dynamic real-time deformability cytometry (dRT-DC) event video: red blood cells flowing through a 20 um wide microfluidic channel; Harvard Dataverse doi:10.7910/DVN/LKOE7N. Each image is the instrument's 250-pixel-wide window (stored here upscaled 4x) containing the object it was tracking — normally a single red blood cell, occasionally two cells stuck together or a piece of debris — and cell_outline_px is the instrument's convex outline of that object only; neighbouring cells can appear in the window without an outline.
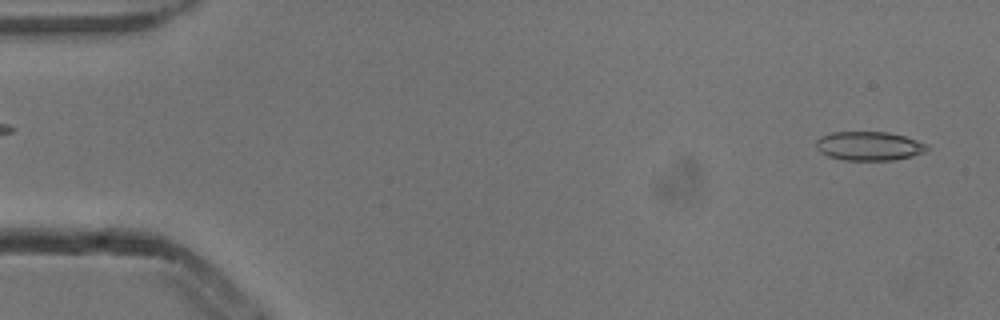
{"species": "common noctule bat (a hibernating species)", "species_latin": "Nyctalus noctula", "temperature_condition": "cold", "stored_images_in_passage": 3, "segment_of_instrument_passage": [2, 2], "camera_frame_rate_fps": 3000, "um_per_image_px": 0.085, "animal": {"sex": "male", "body_mass_g": 13.3}, "frame": {"image": 1, "passage_image": 3, "time_ms": 0.667, "image_size_px": [1000, 320], "cell_outline_px": [[928, 148], [924, 152], [912, 156], [892, 160], [844, 160], [828, 156], [820, 152], [816, 148], [816, 140], [820, 136], [832, 132], [888, 132], [904, 136], [928, 144]], "centroid_in_image_um": [73.85, 12.41], "position_along_channel_um": 11.2, "area_um2": 18.73}}